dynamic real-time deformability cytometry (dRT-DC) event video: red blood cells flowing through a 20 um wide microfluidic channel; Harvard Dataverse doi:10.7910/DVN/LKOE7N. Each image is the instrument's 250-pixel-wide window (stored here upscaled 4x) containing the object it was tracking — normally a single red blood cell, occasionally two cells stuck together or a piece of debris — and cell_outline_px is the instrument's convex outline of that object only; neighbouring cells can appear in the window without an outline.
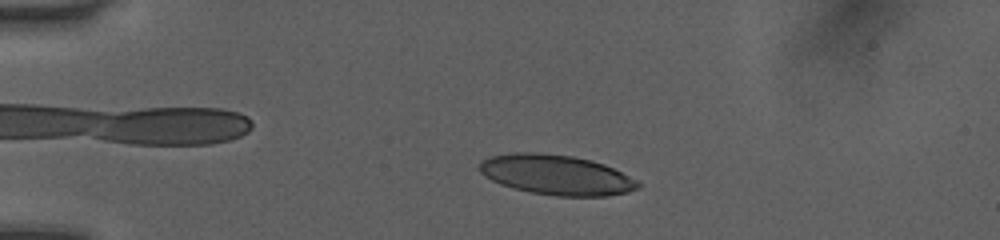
{"species": "human", "species_latin": "Homo sapiens", "temperature_condition": "room temperature", "stored_images_in_passage": 48, "camera_frame_rate_fps": 3000, "um_per_image_px": 0.085, "donor": {"sex": "female"}, "frame": {"image": 1, "passage_image": 9, "time_ms": 2.667, "image_size_px": [1000, 240], "cell_outline_px": [[640, 188], [628, 192], [608, 196], [556, 196], [532, 192], [512, 188], [500, 184], [484, 176], [480, 172], [480, 160], [492, 156], [512, 152], [540, 152], [572, 156], [592, 160], [604, 164], [636, 180], [640, 184]], "centroid_in_image_um": [47.27, 14.86], "position_along_channel_um": 37.7, "area_um2": 36.99}}
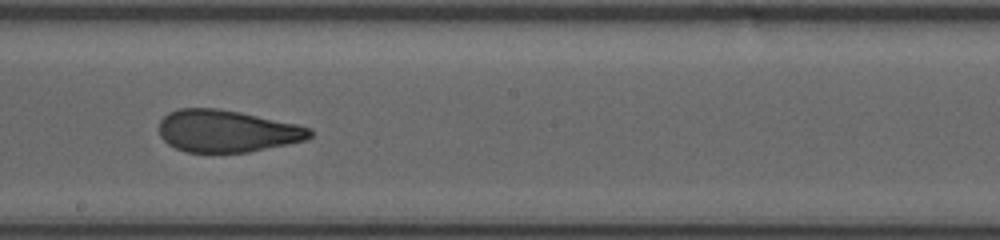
{"frame": {"image": 2, "passage_image": 27, "time_ms": 8.667, "image_size_px": [1000, 240], "cell_outline_px": [[312, 136], [304, 140], [248, 152], [184, 152], [168, 144], [160, 136], [160, 120], [168, 112], [180, 108], [216, 108], [240, 112], [296, 124], [312, 128]], "centroid_in_image_um": [19.26, 11.13], "position_along_channel_um": 228.9, "area_um2": 36.82}}
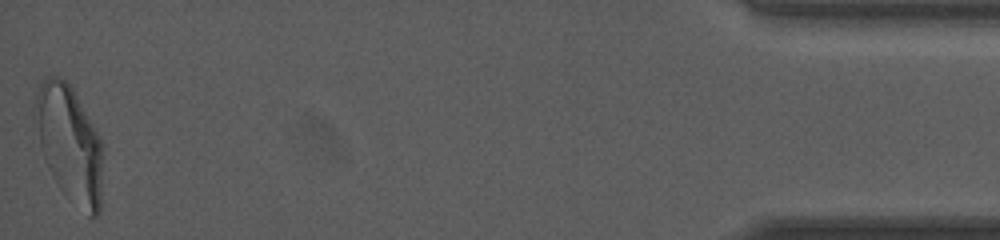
{"frame": {"image": 3, "passage_image": 48, "time_ms": 15.667, "image_size_px": [1000, 240], "cell_outline_px": [[100, 212], [92, 220], [88, 216], [40, 144], [36, 100], [36, 96], [40, 84], [44, 76], [60, 76], [72, 88], [92, 124], [100, 140]], "centroid_in_image_um": [5.96, 12.0], "position_along_channel_um": 429.2, "area_um2": 40.98}, "authors_computed_cell_mechanics": {"area_um2": 38.0324, "velocity_mm_per_s": 4.0578, "shape_relaxation_time_tau1_ms": 7.5542, "shape_relaxation_time_tau2_ms": 1.1554, "deformation_change_tau1": 0.2495, "deformation_change_tau2": 0.0873}}